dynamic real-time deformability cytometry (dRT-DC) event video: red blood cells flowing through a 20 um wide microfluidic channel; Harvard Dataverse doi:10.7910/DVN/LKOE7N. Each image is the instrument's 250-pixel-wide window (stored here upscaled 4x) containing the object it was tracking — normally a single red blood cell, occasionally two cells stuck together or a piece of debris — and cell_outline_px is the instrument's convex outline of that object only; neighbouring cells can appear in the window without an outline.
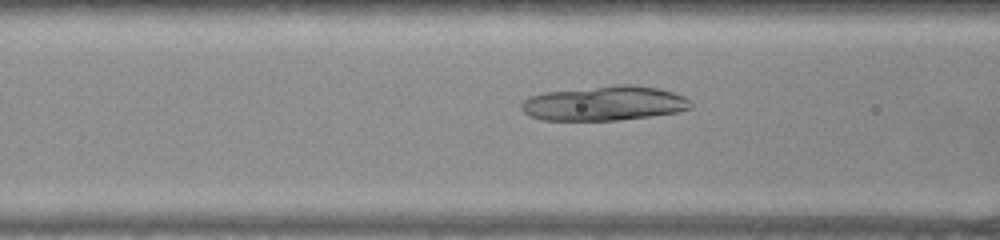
{"species": "common noctule bat (a hibernating species)", "species_latin": "Nyctalus noctula", "temperature_condition": "warm", "stored_images_in_passage": 37, "camera_frame_rate_fps": 3000, "um_per_image_px": 0.085, "animal": {"sex": "female", "body_mass_g": 22.0, "forearm_length_mm": 56.7}, "frame": {"image": 1, "passage_image": 5, "time_ms": 1.333, "image_size_px": [1000, 240], "cell_outline_px": [[692, 108], [676, 112], [648, 116], [616, 120], [544, 120], [528, 116], [520, 108], [520, 104], [528, 96], [544, 92], [620, 84], [632, 84], [660, 88], [684, 96], [692, 104]], "centroid_in_image_um": [51.34, 8.77], "position_along_channel_um": 115.3, "area_um2": 34.22}}
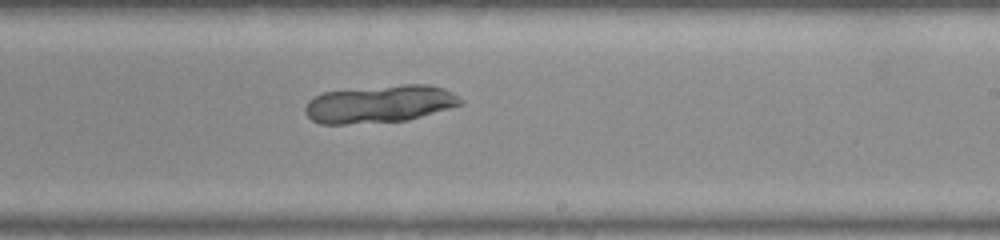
{"frame": {"image": 2, "passage_image": 16, "time_ms": 5.0, "image_size_px": [1000, 240], "cell_outline_px": [[464, 100], [460, 104], [448, 108], [408, 120], [344, 124], [320, 124], [312, 120], [304, 112], [304, 108], [308, 100], [324, 92], [404, 84], [428, 84], [444, 88], [452, 92]], "centroid_in_image_um": [32.26, 8.84], "position_along_channel_um": 256.7, "area_um2": 33.76}}
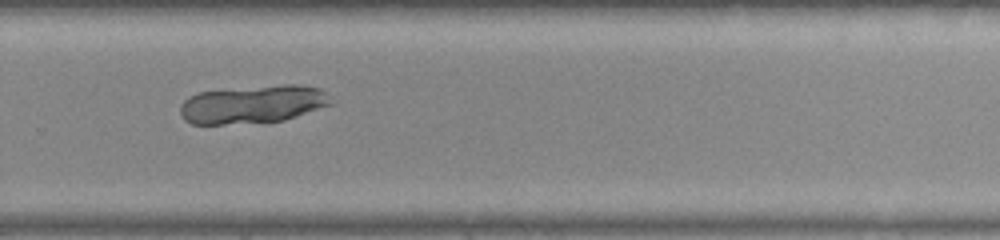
{"frame": {"image": 3, "passage_image": 20, "time_ms": 6.333, "image_size_px": [1000, 240], "cell_outline_px": [[336, 104], [284, 120], [224, 124], [192, 124], [184, 120], [180, 112], [180, 104], [184, 100], [200, 92], [284, 84], [300, 84], [320, 88]], "centroid_in_image_um": [21.55, 8.86], "position_along_channel_um": 308.3, "area_um2": 33.35}}